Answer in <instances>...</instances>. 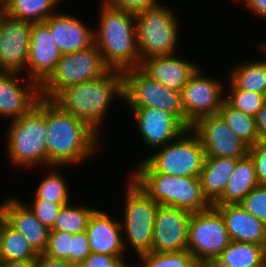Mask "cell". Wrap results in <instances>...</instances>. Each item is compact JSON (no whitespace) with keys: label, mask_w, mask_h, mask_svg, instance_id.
I'll list each match as a JSON object with an SVG mask.
<instances>
[{"label":"cell","mask_w":266,"mask_h":267,"mask_svg":"<svg viewBox=\"0 0 266 267\" xmlns=\"http://www.w3.org/2000/svg\"><path fill=\"white\" fill-rule=\"evenodd\" d=\"M47 168L82 163L102 148L99 135L84 121L46 100ZM76 163V164H75Z\"/></svg>","instance_id":"1"},{"label":"cell","mask_w":266,"mask_h":267,"mask_svg":"<svg viewBox=\"0 0 266 267\" xmlns=\"http://www.w3.org/2000/svg\"><path fill=\"white\" fill-rule=\"evenodd\" d=\"M124 100V75L109 69L96 79L67 87L51 101L62 111L84 121L99 136L114 97ZM110 105V106H109Z\"/></svg>","instance_id":"2"},{"label":"cell","mask_w":266,"mask_h":267,"mask_svg":"<svg viewBox=\"0 0 266 267\" xmlns=\"http://www.w3.org/2000/svg\"><path fill=\"white\" fill-rule=\"evenodd\" d=\"M100 8L94 44L105 65L122 72L140 67L135 14L109 7L103 2Z\"/></svg>","instance_id":"3"},{"label":"cell","mask_w":266,"mask_h":267,"mask_svg":"<svg viewBox=\"0 0 266 267\" xmlns=\"http://www.w3.org/2000/svg\"><path fill=\"white\" fill-rule=\"evenodd\" d=\"M10 122L6 151L12 166L46 168V100L41 98L29 113Z\"/></svg>","instance_id":"4"},{"label":"cell","mask_w":266,"mask_h":267,"mask_svg":"<svg viewBox=\"0 0 266 267\" xmlns=\"http://www.w3.org/2000/svg\"><path fill=\"white\" fill-rule=\"evenodd\" d=\"M129 178L158 205L173 206L190 213L209 208L199 177H179L159 172H131Z\"/></svg>","instance_id":"5"},{"label":"cell","mask_w":266,"mask_h":267,"mask_svg":"<svg viewBox=\"0 0 266 267\" xmlns=\"http://www.w3.org/2000/svg\"><path fill=\"white\" fill-rule=\"evenodd\" d=\"M151 156L141 159L132 172H159L171 176L199 177L205 151L198 135L186 129L175 140L155 149Z\"/></svg>","instance_id":"6"},{"label":"cell","mask_w":266,"mask_h":267,"mask_svg":"<svg viewBox=\"0 0 266 267\" xmlns=\"http://www.w3.org/2000/svg\"><path fill=\"white\" fill-rule=\"evenodd\" d=\"M123 201L124 216L120 220L125 252L133 248L138 258L152 250L153 228L158 204L129 177Z\"/></svg>","instance_id":"7"},{"label":"cell","mask_w":266,"mask_h":267,"mask_svg":"<svg viewBox=\"0 0 266 267\" xmlns=\"http://www.w3.org/2000/svg\"><path fill=\"white\" fill-rule=\"evenodd\" d=\"M159 6L135 14L138 51L141 62L150 57L176 54L179 25L176 13Z\"/></svg>","instance_id":"8"},{"label":"cell","mask_w":266,"mask_h":267,"mask_svg":"<svg viewBox=\"0 0 266 267\" xmlns=\"http://www.w3.org/2000/svg\"><path fill=\"white\" fill-rule=\"evenodd\" d=\"M108 70L95 44L84 50L62 54L55 70L40 85L41 98L52 100L67 87L101 77Z\"/></svg>","instance_id":"9"},{"label":"cell","mask_w":266,"mask_h":267,"mask_svg":"<svg viewBox=\"0 0 266 267\" xmlns=\"http://www.w3.org/2000/svg\"><path fill=\"white\" fill-rule=\"evenodd\" d=\"M124 75V101L129 108L151 107L173 114L184 126L181 92L169 89L148 76L140 67Z\"/></svg>","instance_id":"10"},{"label":"cell","mask_w":266,"mask_h":267,"mask_svg":"<svg viewBox=\"0 0 266 267\" xmlns=\"http://www.w3.org/2000/svg\"><path fill=\"white\" fill-rule=\"evenodd\" d=\"M230 242L224 219L214 205L191 213L187 250L197 262L213 264Z\"/></svg>","instance_id":"11"},{"label":"cell","mask_w":266,"mask_h":267,"mask_svg":"<svg viewBox=\"0 0 266 267\" xmlns=\"http://www.w3.org/2000/svg\"><path fill=\"white\" fill-rule=\"evenodd\" d=\"M202 71L199 66L181 91L187 129L203 117L218 114L225 100V84L204 75Z\"/></svg>","instance_id":"12"},{"label":"cell","mask_w":266,"mask_h":267,"mask_svg":"<svg viewBox=\"0 0 266 267\" xmlns=\"http://www.w3.org/2000/svg\"><path fill=\"white\" fill-rule=\"evenodd\" d=\"M191 129L198 135L205 158H243L250 146L237 137L219 114L199 119Z\"/></svg>","instance_id":"13"},{"label":"cell","mask_w":266,"mask_h":267,"mask_svg":"<svg viewBox=\"0 0 266 267\" xmlns=\"http://www.w3.org/2000/svg\"><path fill=\"white\" fill-rule=\"evenodd\" d=\"M32 23L0 17V72L25 73L29 56ZM25 70V71H24Z\"/></svg>","instance_id":"14"},{"label":"cell","mask_w":266,"mask_h":267,"mask_svg":"<svg viewBox=\"0 0 266 267\" xmlns=\"http://www.w3.org/2000/svg\"><path fill=\"white\" fill-rule=\"evenodd\" d=\"M191 213L173 206L159 205L153 228L152 250L170 253L187 250Z\"/></svg>","instance_id":"15"},{"label":"cell","mask_w":266,"mask_h":267,"mask_svg":"<svg viewBox=\"0 0 266 267\" xmlns=\"http://www.w3.org/2000/svg\"><path fill=\"white\" fill-rule=\"evenodd\" d=\"M21 74L0 72V116L2 118L6 117L8 120L20 118L29 113L41 99L40 85L28 77L24 78L25 74ZM21 79L24 83H21L23 82Z\"/></svg>","instance_id":"16"},{"label":"cell","mask_w":266,"mask_h":267,"mask_svg":"<svg viewBox=\"0 0 266 267\" xmlns=\"http://www.w3.org/2000/svg\"><path fill=\"white\" fill-rule=\"evenodd\" d=\"M137 124L143 144L151 150L165 146L187 128L171 113L151 107L128 108Z\"/></svg>","instance_id":"17"},{"label":"cell","mask_w":266,"mask_h":267,"mask_svg":"<svg viewBox=\"0 0 266 267\" xmlns=\"http://www.w3.org/2000/svg\"><path fill=\"white\" fill-rule=\"evenodd\" d=\"M50 28L44 23H33L29 56L25 74L41 85L55 70L62 53L56 46Z\"/></svg>","instance_id":"18"},{"label":"cell","mask_w":266,"mask_h":267,"mask_svg":"<svg viewBox=\"0 0 266 267\" xmlns=\"http://www.w3.org/2000/svg\"><path fill=\"white\" fill-rule=\"evenodd\" d=\"M0 215L21 232L38 254L48 246L50 229L44 226L19 198L11 196L0 203Z\"/></svg>","instance_id":"19"},{"label":"cell","mask_w":266,"mask_h":267,"mask_svg":"<svg viewBox=\"0 0 266 267\" xmlns=\"http://www.w3.org/2000/svg\"><path fill=\"white\" fill-rule=\"evenodd\" d=\"M62 54L87 49L94 44V29L74 14L54 13L44 22Z\"/></svg>","instance_id":"20"},{"label":"cell","mask_w":266,"mask_h":267,"mask_svg":"<svg viewBox=\"0 0 266 267\" xmlns=\"http://www.w3.org/2000/svg\"><path fill=\"white\" fill-rule=\"evenodd\" d=\"M91 253L124 256L123 235L120 219L106 211L96 209L91 215L87 229Z\"/></svg>","instance_id":"21"},{"label":"cell","mask_w":266,"mask_h":267,"mask_svg":"<svg viewBox=\"0 0 266 267\" xmlns=\"http://www.w3.org/2000/svg\"><path fill=\"white\" fill-rule=\"evenodd\" d=\"M198 67L194 61L182 59L176 54L150 57L143 60L140 65V68L153 80L180 92Z\"/></svg>","instance_id":"22"},{"label":"cell","mask_w":266,"mask_h":267,"mask_svg":"<svg viewBox=\"0 0 266 267\" xmlns=\"http://www.w3.org/2000/svg\"><path fill=\"white\" fill-rule=\"evenodd\" d=\"M212 205L223 217L231 241L266 246V224L247 212L240 203Z\"/></svg>","instance_id":"23"},{"label":"cell","mask_w":266,"mask_h":267,"mask_svg":"<svg viewBox=\"0 0 266 267\" xmlns=\"http://www.w3.org/2000/svg\"><path fill=\"white\" fill-rule=\"evenodd\" d=\"M238 159L205 158L199 180L204 196L213 204L224 192Z\"/></svg>","instance_id":"24"},{"label":"cell","mask_w":266,"mask_h":267,"mask_svg":"<svg viewBox=\"0 0 266 267\" xmlns=\"http://www.w3.org/2000/svg\"><path fill=\"white\" fill-rule=\"evenodd\" d=\"M259 185L254 161L248 154L237 160L223 194L213 204L240 203L250 191Z\"/></svg>","instance_id":"25"},{"label":"cell","mask_w":266,"mask_h":267,"mask_svg":"<svg viewBox=\"0 0 266 267\" xmlns=\"http://www.w3.org/2000/svg\"><path fill=\"white\" fill-rule=\"evenodd\" d=\"M213 267H266V246L231 241Z\"/></svg>","instance_id":"26"},{"label":"cell","mask_w":266,"mask_h":267,"mask_svg":"<svg viewBox=\"0 0 266 267\" xmlns=\"http://www.w3.org/2000/svg\"><path fill=\"white\" fill-rule=\"evenodd\" d=\"M233 66L228 80L237 88L266 95V56Z\"/></svg>","instance_id":"27"},{"label":"cell","mask_w":266,"mask_h":267,"mask_svg":"<svg viewBox=\"0 0 266 267\" xmlns=\"http://www.w3.org/2000/svg\"><path fill=\"white\" fill-rule=\"evenodd\" d=\"M38 255L24 235L0 215V256L2 260H35Z\"/></svg>","instance_id":"28"},{"label":"cell","mask_w":266,"mask_h":267,"mask_svg":"<svg viewBox=\"0 0 266 267\" xmlns=\"http://www.w3.org/2000/svg\"><path fill=\"white\" fill-rule=\"evenodd\" d=\"M59 3V0H3L5 14L32 24L45 22L56 13L53 9Z\"/></svg>","instance_id":"29"},{"label":"cell","mask_w":266,"mask_h":267,"mask_svg":"<svg viewBox=\"0 0 266 267\" xmlns=\"http://www.w3.org/2000/svg\"><path fill=\"white\" fill-rule=\"evenodd\" d=\"M218 114L233 133L249 146L260 140L254 116L233 108L225 100L222 102Z\"/></svg>","instance_id":"30"},{"label":"cell","mask_w":266,"mask_h":267,"mask_svg":"<svg viewBox=\"0 0 266 267\" xmlns=\"http://www.w3.org/2000/svg\"><path fill=\"white\" fill-rule=\"evenodd\" d=\"M71 204L62 206L50 230L66 231L71 234L86 231L89 219L97 208Z\"/></svg>","instance_id":"31"},{"label":"cell","mask_w":266,"mask_h":267,"mask_svg":"<svg viewBox=\"0 0 266 267\" xmlns=\"http://www.w3.org/2000/svg\"><path fill=\"white\" fill-rule=\"evenodd\" d=\"M62 166H50L51 171L48 170L47 175L42 178L34 192V199H44L55 203L68 205L72 201L70 198L71 192L64 175L60 174L58 168ZM54 168V169H53Z\"/></svg>","instance_id":"32"},{"label":"cell","mask_w":266,"mask_h":267,"mask_svg":"<svg viewBox=\"0 0 266 267\" xmlns=\"http://www.w3.org/2000/svg\"><path fill=\"white\" fill-rule=\"evenodd\" d=\"M138 259L141 261L140 267H193L197 263L188 250L170 253L151 251L141 255Z\"/></svg>","instance_id":"33"},{"label":"cell","mask_w":266,"mask_h":267,"mask_svg":"<svg viewBox=\"0 0 266 267\" xmlns=\"http://www.w3.org/2000/svg\"><path fill=\"white\" fill-rule=\"evenodd\" d=\"M228 95H225V101L233 108L246 114L255 116L262 105L266 102L265 96L260 93L237 89L230 81Z\"/></svg>","instance_id":"34"},{"label":"cell","mask_w":266,"mask_h":267,"mask_svg":"<svg viewBox=\"0 0 266 267\" xmlns=\"http://www.w3.org/2000/svg\"><path fill=\"white\" fill-rule=\"evenodd\" d=\"M72 246V234L66 231L50 230L48 246L44 255L70 262V252Z\"/></svg>","instance_id":"35"},{"label":"cell","mask_w":266,"mask_h":267,"mask_svg":"<svg viewBox=\"0 0 266 267\" xmlns=\"http://www.w3.org/2000/svg\"><path fill=\"white\" fill-rule=\"evenodd\" d=\"M242 207L266 224V185H259L240 202Z\"/></svg>","instance_id":"36"},{"label":"cell","mask_w":266,"mask_h":267,"mask_svg":"<svg viewBox=\"0 0 266 267\" xmlns=\"http://www.w3.org/2000/svg\"><path fill=\"white\" fill-rule=\"evenodd\" d=\"M32 203V204H30ZM28 205L29 209L35 214L36 218L46 227L51 229L62 206L61 203H55L44 199H33Z\"/></svg>","instance_id":"37"},{"label":"cell","mask_w":266,"mask_h":267,"mask_svg":"<svg viewBox=\"0 0 266 267\" xmlns=\"http://www.w3.org/2000/svg\"><path fill=\"white\" fill-rule=\"evenodd\" d=\"M101 2L109 7L133 14L155 8L161 3L159 0H103Z\"/></svg>","instance_id":"38"},{"label":"cell","mask_w":266,"mask_h":267,"mask_svg":"<svg viewBox=\"0 0 266 267\" xmlns=\"http://www.w3.org/2000/svg\"><path fill=\"white\" fill-rule=\"evenodd\" d=\"M125 256H112L101 253H90L77 267H132Z\"/></svg>","instance_id":"39"},{"label":"cell","mask_w":266,"mask_h":267,"mask_svg":"<svg viewBox=\"0 0 266 267\" xmlns=\"http://www.w3.org/2000/svg\"><path fill=\"white\" fill-rule=\"evenodd\" d=\"M249 155L252 157L257 180L260 185H266V140L260 139L250 146Z\"/></svg>","instance_id":"40"},{"label":"cell","mask_w":266,"mask_h":267,"mask_svg":"<svg viewBox=\"0 0 266 267\" xmlns=\"http://www.w3.org/2000/svg\"><path fill=\"white\" fill-rule=\"evenodd\" d=\"M91 253L89 240L86 232L72 234V246L70 262L78 265Z\"/></svg>","instance_id":"41"},{"label":"cell","mask_w":266,"mask_h":267,"mask_svg":"<svg viewBox=\"0 0 266 267\" xmlns=\"http://www.w3.org/2000/svg\"><path fill=\"white\" fill-rule=\"evenodd\" d=\"M34 267H77V265L69 261L57 260L44 254H39L34 260Z\"/></svg>","instance_id":"42"},{"label":"cell","mask_w":266,"mask_h":267,"mask_svg":"<svg viewBox=\"0 0 266 267\" xmlns=\"http://www.w3.org/2000/svg\"><path fill=\"white\" fill-rule=\"evenodd\" d=\"M246 6L250 11L255 13V15L260 16V18H264L266 21V0H238L237 2Z\"/></svg>","instance_id":"43"},{"label":"cell","mask_w":266,"mask_h":267,"mask_svg":"<svg viewBox=\"0 0 266 267\" xmlns=\"http://www.w3.org/2000/svg\"><path fill=\"white\" fill-rule=\"evenodd\" d=\"M254 117L259 138L266 140V102L262 105Z\"/></svg>","instance_id":"44"},{"label":"cell","mask_w":266,"mask_h":267,"mask_svg":"<svg viewBox=\"0 0 266 267\" xmlns=\"http://www.w3.org/2000/svg\"><path fill=\"white\" fill-rule=\"evenodd\" d=\"M2 267H34V260L3 261Z\"/></svg>","instance_id":"45"},{"label":"cell","mask_w":266,"mask_h":267,"mask_svg":"<svg viewBox=\"0 0 266 267\" xmlns=\"http://www.w3.org/2000/svg\"><path fill=\"white\" fill-rule=\"evenodd\" d=\"M193 267H213V265L210 263L197 262Z\"/></svg>","instance_id":"46"},{"label":"cell","mask_w":266,"mask_h":267,"mask_svg":"<svg viewBox=\"0 0 266 267\" xmlns=\"http://www.w3.org/2000/svg\"><path fill=\"white\" fill-rule=\"evenodd\" d=\"M258 47H259V50H261L262 53L266 55V42L260 43V46H258Z\"/></svg>","instance_id":"47"},{"label":"cell","mask_w":266,"mask_h":267,"mask_svg":"<svg viewBox=\"0 0 266 267\" xmlns=\"http://www.w3.org/2000/svg\"><path fill=\"white\" fill-rule=\"evenodd\" d=\"M4 11L3 0H0V14Z\"/></svg>","instance_id":"48"},{"label":"cell","mask_w":266,"mask_h":267,"mask_svg":"<svg viewBox=\"0 0 266 267\" xmlns=\"http://www.w3.org/2000/svg\"><path fill=\"white\" fill-rule=\"evenodd\" d=\"M2 264H3V260H2V258L0 256V267H2Z\"/></svg>","instance_id":"49"}]
</instances>
